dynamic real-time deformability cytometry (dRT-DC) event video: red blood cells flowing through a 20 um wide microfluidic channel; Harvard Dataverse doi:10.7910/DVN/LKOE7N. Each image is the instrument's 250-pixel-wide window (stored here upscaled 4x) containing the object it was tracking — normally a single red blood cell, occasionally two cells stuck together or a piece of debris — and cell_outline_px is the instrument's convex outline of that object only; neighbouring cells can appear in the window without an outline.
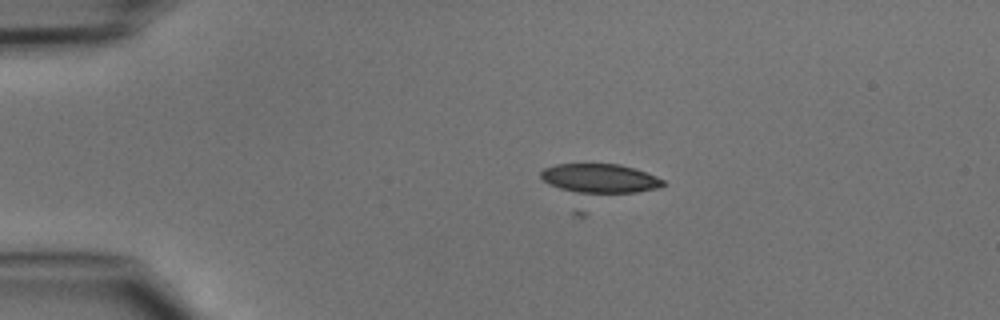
{"species": "common noctule bat (a hibernating species)", "species_latin": "Nyctalus noctula", "temperature_condition": "cold", "stored_images_in_passage": 51, "camera_frame_rate_fps": 3000, "um_per_image_px": 0.085, "animal": {"sex": "male", "body_mass_g": 15.6}, "frame": {"image": 1, "passage_image": 13, "time_ms": 4.0, "image_size_px": [1000, 320], "cell_outline_px": [[664, 184], [660, 188], [636, 192], [584, 196], [548, 184], [540, 176], [540, 172], [544, 168], [556, 164], [620, 164], [656, 176], [664, 180]], "centroid_in_image_um": [50.96, 15.21], "position_along_channel_um": 34.0, "area_um2": 21.39}}
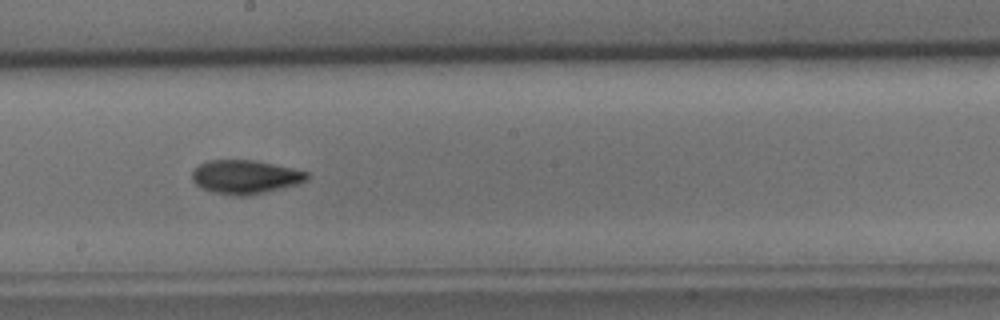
{"frame": {"image": 2, "passage_image": 30, "time_ms": 9.667, "image_size_px": [1000, 320], "cell_outline_px": [[308, 180], [296, 184], [252, 196], [236, 196], [216, 192], [204, 188], [196, 184], [192, 180], [192, 172], [200, 164], [208, 160], [256, 160], [292, 168], [308, 172]], "centroid_in_image_um": [20.87, 15.03], "position_along_channel_um": 227.3, "area_um2": 22.48}}
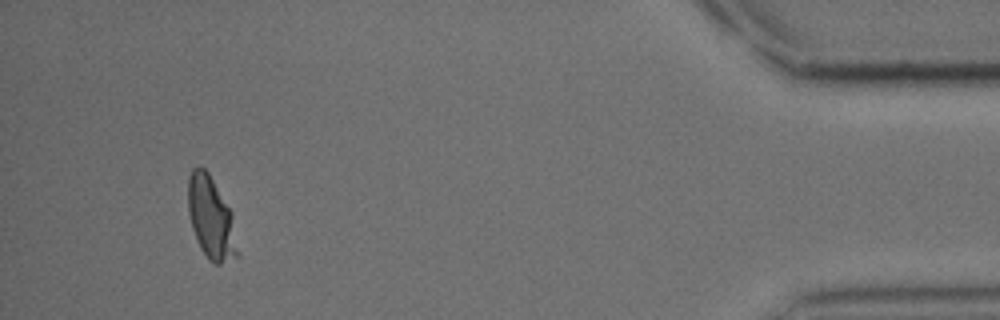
{"frame": {"image": 3, "passage_image": 48, "time_ms": 15.667, "image_size_px": [1000, 320], "cell_outline_px": [[240, 256], [220, 264], [212, 264], [208, 260], [200, 248], [196, 240], [192, 228], [188, 212], [188, 176], [192, 168], [200, 164], [208, 172], [232, 212]], "centroid_in_image_um": [17.94, 18.55], "position_along_channel_um": 417.3, "area_um2": 24.16}}